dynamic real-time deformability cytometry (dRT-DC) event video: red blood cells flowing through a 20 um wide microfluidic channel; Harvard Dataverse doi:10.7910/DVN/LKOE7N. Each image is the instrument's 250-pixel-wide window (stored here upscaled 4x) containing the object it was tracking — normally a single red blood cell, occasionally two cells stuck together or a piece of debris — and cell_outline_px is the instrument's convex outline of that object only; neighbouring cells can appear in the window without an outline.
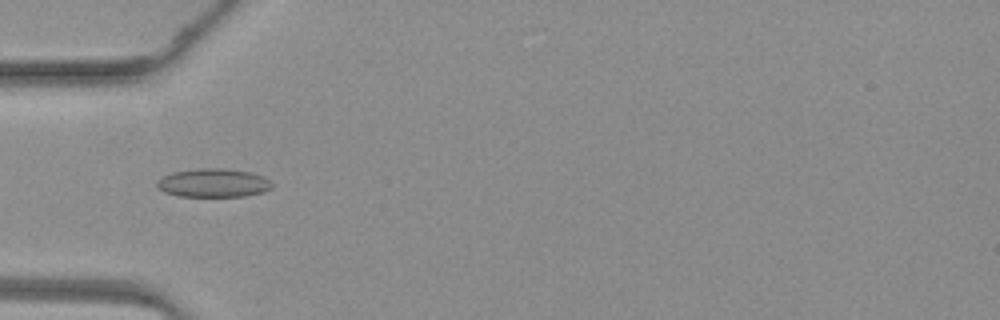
{"species": "common noctule bat (a hibernating species)", "species_latin": "Nyctalus noctula", "temperature_condition": "warm", "stored_images_in_passage": 34, "camera_frame_rate_fps": 3000, "um_per_image_px": 0.085, "animal": {"sex": "female", "body_mass_g": 19.3, "forearm_length_mm": 54.1}, "frame": {"image": 1, "passage_image": 4, "time_ms": 1.0, "image_size_px": [1000, 320], "cell_outline_px": [[272, 188], [264, 192], [244, 196], [176, 196], [164, 192], [156, 188], [156, 180], [172, 172], [200, 168], [224, 168], [252, 172], [264, 176], [272, 184]], "centroid_in_image_um": [18.12, 15.54], "position_along_channel_um": 66.9, "area_um2": 19.36}}
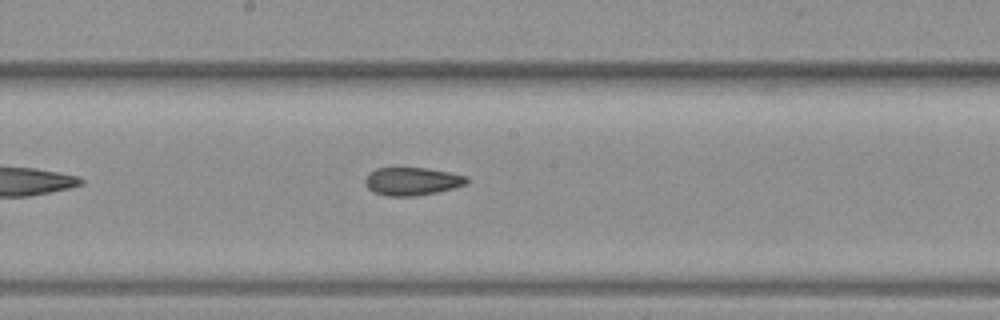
{"frame": {"image": 2, "passage_image": 14, "time_ms": 4.333, "image_size_px": [1000, 320], "cell_outline_px": [[468, 184], [436, 192], [416, 196], [388, 196], [372, 192], [368, 188], [364, 180], [368, 172], [376, 168], [428, 168], [468, 176]], "centroid_in_image_um": [35.01, 15.41], "position_along_channel_um": 213.2, "area_um2": 16.65}}
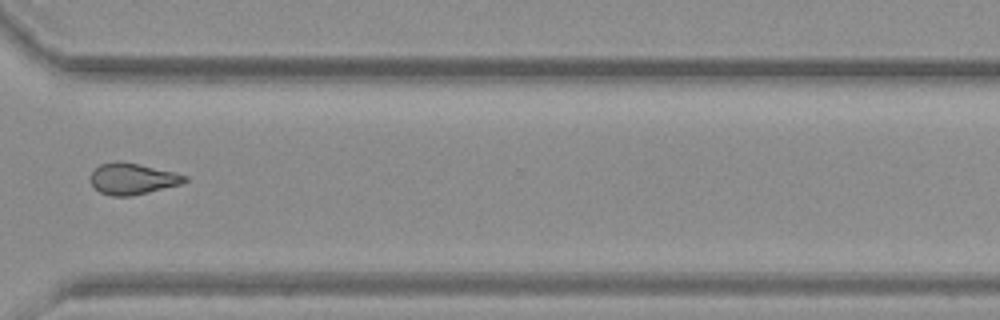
{"frame": {"image": 3, "passage_image": 24, "time_ms": 7.667, "image_size_px": [1000, 320], "cell_outline_px": [[188, 180], [180, 184], [132, 196], [112, 196], [100, 192], [92, 184], [92, 172], [100, 164], [116, 160], [120, 160], [140, 164], [176, 172], [188, 176]], "centroid_in_image_um": [11.29, 15.18], "position_along_channel_um": 359.3, "area_um2": 17.17}}